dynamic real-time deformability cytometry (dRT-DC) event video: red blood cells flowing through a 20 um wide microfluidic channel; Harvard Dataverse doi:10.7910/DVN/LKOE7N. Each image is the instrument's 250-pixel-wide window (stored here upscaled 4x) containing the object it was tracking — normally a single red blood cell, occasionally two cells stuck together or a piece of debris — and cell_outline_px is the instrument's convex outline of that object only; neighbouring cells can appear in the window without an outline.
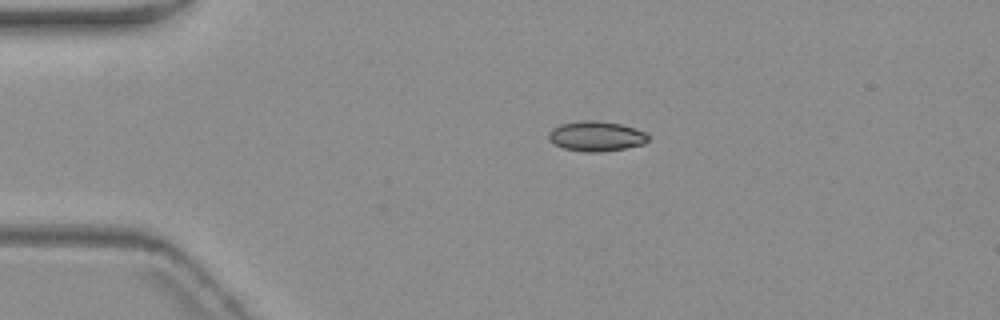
{"species": "common noctule bat (a hibernating species)", "species_latin": "Nyctalus noctula", "temperature_condition": "warm", "stored_images_in_passage": 7, "camera_frame_rate_fps": 3000, "um_per_image_px": 0.085, "animal": {"sex": "female", "body_mass_g": 19.3, "forearm_length_mm": 54.1}, "frame": {"image": 1, "passage_image": 1, "time_ms": 0.0, "image_size_px": [1000, 320], "cell_outline_px": [[648, 140], [644, 144], [624, 148], [600, 152], [584, 152], [564, 148], [548, 140], [548, 132], [552, 128], [560, 124], [580, 120], [596, 120], [620, 124], [644, 132], [648, 136]], "centroid_in_image_um": [50.63, 11.57], "position_along_channel_um": 34.4, "area_um2": 17.34}}
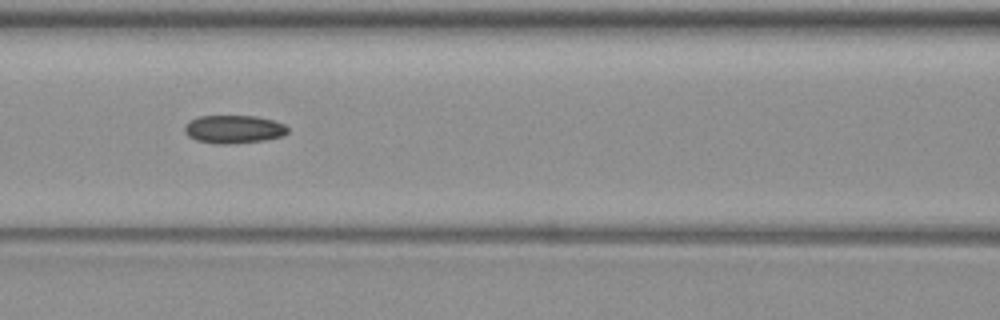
{"frame": {"image": 2, "passage_image": 4, "time_ms": 4.333, "image_size_px": [1000, 320], "cell_outline_px": [[288, 132], [284, 136], [264, 140], [228, 144], [216, 144], [196, 140], [188, 136], [184, 132], [184, 128], [192, 120], [200, 116], [256, 116], [272, 120], [284, 124], [288, 128]], "centroid_in_image_um": [19.89, 10.99], "position_along_channel_um": 146.7, "area_um2": 16.82}}
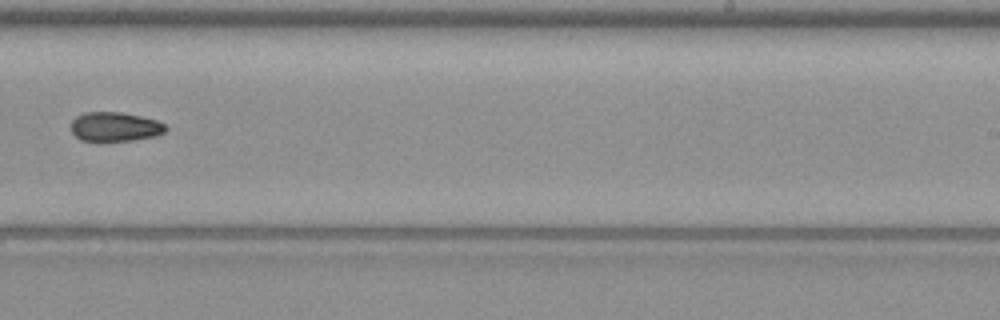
{"frame": {"image": 3, "passage_image": 7, "time_ms": 8.0, "image_size_px": [1000, 320], "cell_outline_px": [[168, 128], [164, 132], [156, 136], [132, 140], [100, 144], [96, 144], [80, 140], [72, 132], [72, 120], [76, 116], [84, 112], [120, 112], [140, 116], [156, 120], [164, 124]], "centroid_in_image_um": [9.73, 10.82], "position_along_channel_um": 279.3, "area_um2": 16.76}}